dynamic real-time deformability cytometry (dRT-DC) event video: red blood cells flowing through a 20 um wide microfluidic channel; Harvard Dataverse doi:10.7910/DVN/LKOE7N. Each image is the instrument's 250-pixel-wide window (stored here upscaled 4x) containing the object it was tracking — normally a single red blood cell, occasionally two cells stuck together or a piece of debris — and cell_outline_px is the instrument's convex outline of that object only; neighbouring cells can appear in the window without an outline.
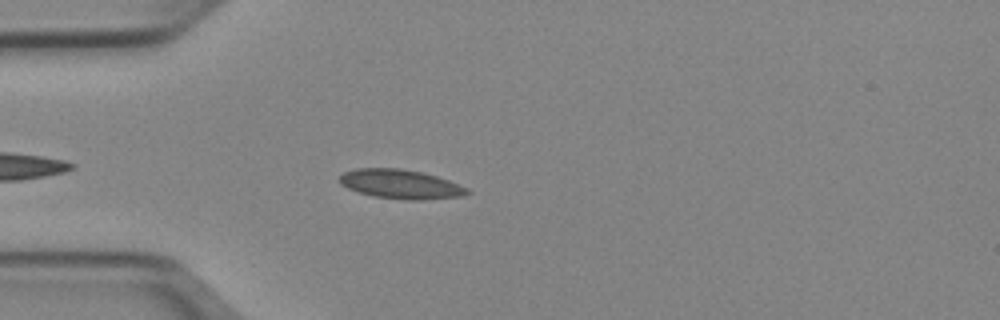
{"species": "Egyptian fruit bat (a non-hibernating species)", "species_latin": "Rousettus aegyptiacus", "temperature_condition": "cold", "stored_images_in_passage": 42, "camera_frame_rate_fps": 3000, "um_per_image_px": 0.085, "animal": {"sex": "female"}, "frame": {"image": 1, "passage_image": 5, "time_ms": 1.333, "image_size_px": [1000, 320], "cell_outline_px": [[472, 192], [464, 196], [420, 200], [408, 200], [372, 196], [348, 188], [340, 184], [340, 176], [344, 172], [356, 168], [400, 168], [420, 172], [436, 176], [448, 180], [468, 188]], "centroid_in_image_um": [34.07, 15.66], "position_along_channel_um": 50.9, "area_um2": 21.68}}
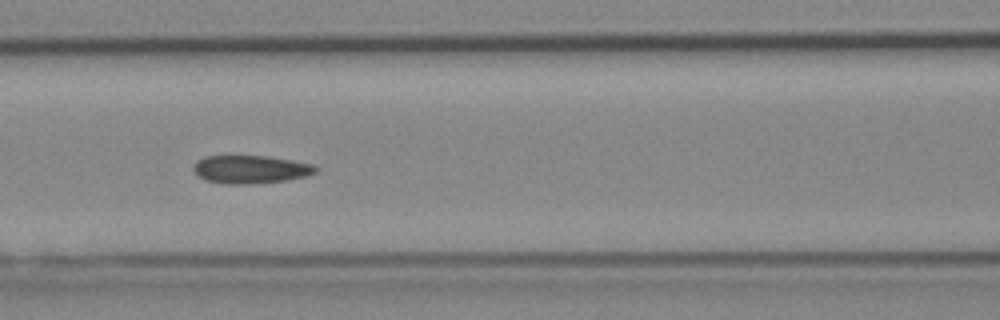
{"frame": {"image": 2, "passage_image": 13, "time_ms": 4.0, "image_size_px": [1000, 320], "cell_outline_px": [[320, 168], [316, 172], [308, 176], [288, 180], [252, 184], [224, 184], [204, 180], [192, 168], [192, 164], [196, 160], [204, 156], [268, 156], [316, 164]], "centroid_in_image_um": [21.33, 14.39], "position_along_channel_um": 145.3, "area_um2": 20.4}}
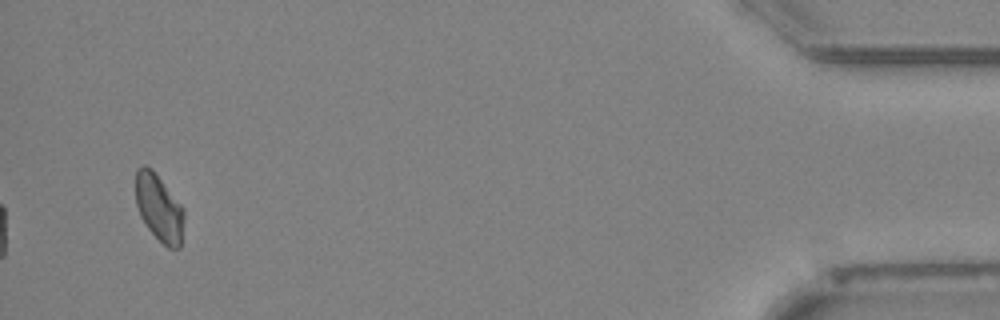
{"frame": {"image": 3, "passage_image": 40, "time_ms": 13.0, "image_size_px": [1000, 320], "cell_outline_px": [[184, 216], [180, 248], [168, 248], [148, 228], [140, 216], [136, 204], [136, 168], [144, 164], [152, 168], [184, 208]], "centroid_in_image_um": [13.51, 17.63], "position_along_channel_um": 421.7, "area_um2": 18.84}}